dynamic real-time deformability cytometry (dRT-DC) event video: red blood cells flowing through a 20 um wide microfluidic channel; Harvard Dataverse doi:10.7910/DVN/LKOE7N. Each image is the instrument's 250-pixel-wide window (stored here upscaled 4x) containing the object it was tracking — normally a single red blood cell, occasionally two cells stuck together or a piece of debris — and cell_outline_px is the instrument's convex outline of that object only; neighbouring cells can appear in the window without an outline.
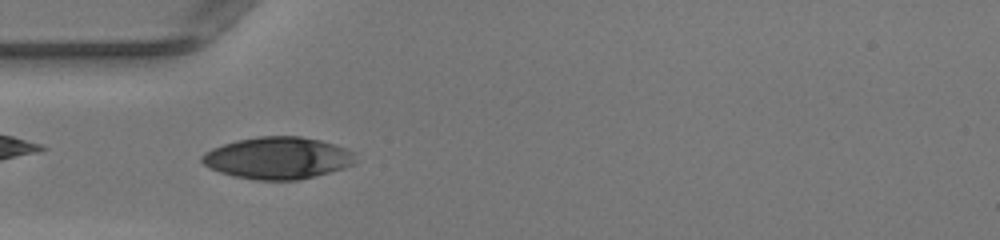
{"species": "human", "species_latin": "Homo sapiens", "temperature_condition": "warm", "stored_images_in_passage": 43, "camera_frame_rate_fps": 3000, "um_per_image_px": 0.085, "donor": {"sex": "female"}, "frame": {"image": 1, "passage_image": 9, "time_ms": 2.667, "image_size_px": [1000, 240], "cell_outline_px": [[356, 152], [352, 164], [344, 168], [316, 176], [296, 180], [256, 180], [236, 176], [220, 172], [208, 168], [200, 160], [200, 156], [204, 152], [212, 148], [236, 140], [260, 136], [300, 136], [320, 140]], "centroid_in_image_um": [23.58, 13.43], "position_along_channel_um": 61.4, "area_um2": 37.51}}
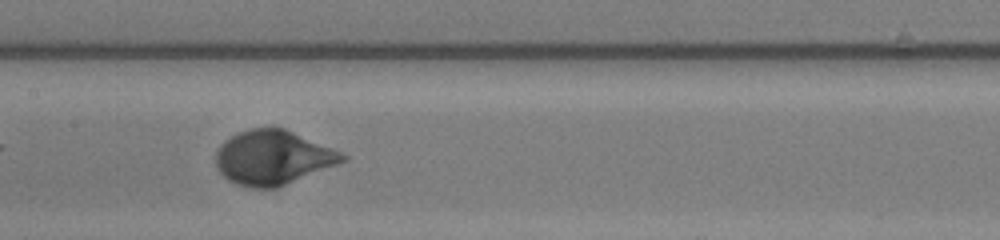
{"frame": {"image": 2, "passage_image": 18, "time_ms": 5.667, "image_size_px": [1000, 240], "cell_outline_px": [[348, 160], [276, 188], [248, 188], [236, 184], [228, 180], [216, 168], [216, 152], [220, 144], [224, 140], [240, 132], [252, 128], [284, 128], [340, 152], [348, 156]], "centroid_in_image_um": [23.17, 13.41], "position_along_channel_um": 184.2, "area_um2": 39.77}}
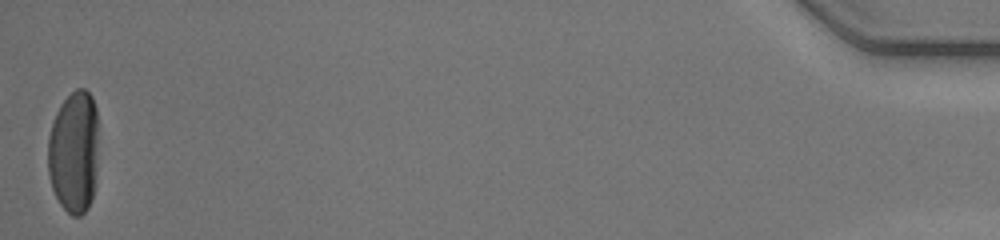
{"frame": {"image": 3, "passage_image": 43, "time_ms": 14.0, "image_size_px": [1000, 240], "cell_outline_px": [[96, 172], [92, 200], [88, 208], [80, 216], [72, 216], [60, 204], [52, 188], [48, 172], [48, 136], [56, 112], [60, 104], [76, 88], [84, 88], [92, 96], [96, 108]], "centroid_in_image_um": [6.26, 12.92], "position_along_channel_um": 428.9, "area_um2": 36.01}, "authors_computed_cell_mechanics": {"area_um2": 36.992, "velocity_mm_per_s": 4.1416, "shape_relaxation_time_tau1_ms": 2.344, "shape_relaxation_time_tau2_ms": null, "deformation_change_tau1": 0.1875, "deformation_change_tau2": null}}